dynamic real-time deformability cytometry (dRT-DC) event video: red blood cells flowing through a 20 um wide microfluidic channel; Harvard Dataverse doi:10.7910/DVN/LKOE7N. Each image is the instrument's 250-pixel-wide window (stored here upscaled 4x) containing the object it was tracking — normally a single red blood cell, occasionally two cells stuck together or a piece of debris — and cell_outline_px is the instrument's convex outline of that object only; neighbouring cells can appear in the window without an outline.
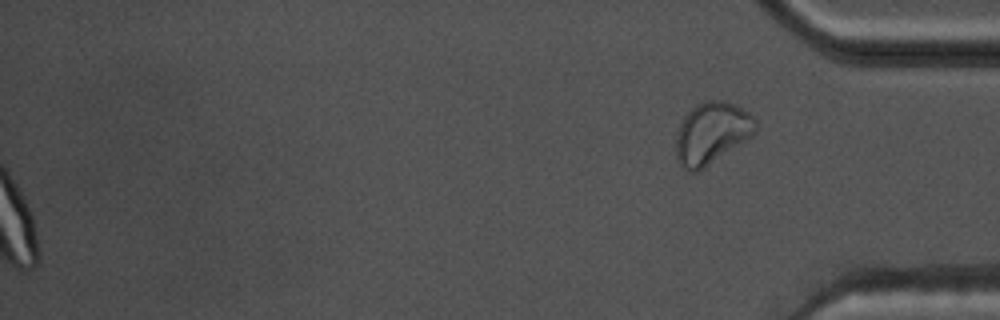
{"species": "common noctule bat (a hibernating species)", "species_latin": "Nyctalus noctula", "temperature_condition": "warm", "stored_images_in_passage": 57, "segment_of_instrument_passage": [2, 2], "camera_frame_rate_fps": 3000, "um_per_image_px": 0.085, "animal": {"sex": "male", "body_mass_g": 17.5, "forearm_length_mm": 52.3}, "frame": {"image": 1, "passage_image": 57, "time_ms": 18.667, "image_size_px": [1000, 320], "cell_outline_px": [[756, 132], [704, 168], [696, 172], [688, 172], [680, 164], [676, 156], [676, 136], [680, 124], [684, 116], [696, 104], [708, 100], [724, 100], [736, 104], [748, 112], [756, 120]], "centroid_in_image_um": [60.48, 11.29], "position_along_channel_um": 374.7, "area_um2": 28.38}}